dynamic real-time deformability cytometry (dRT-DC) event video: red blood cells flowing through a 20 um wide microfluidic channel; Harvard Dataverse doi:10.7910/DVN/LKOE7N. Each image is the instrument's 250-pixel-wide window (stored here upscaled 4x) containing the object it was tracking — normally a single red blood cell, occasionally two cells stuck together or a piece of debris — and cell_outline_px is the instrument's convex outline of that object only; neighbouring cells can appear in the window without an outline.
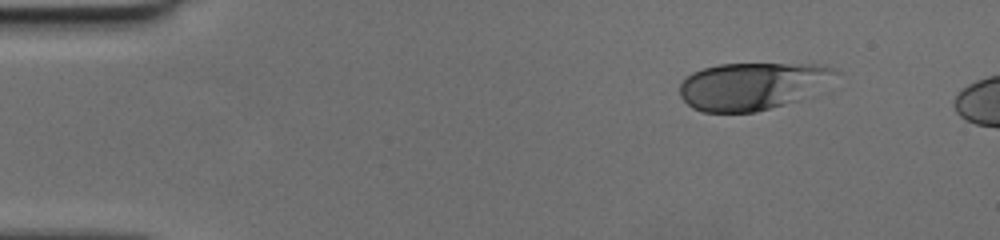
{"species": "human", "species_latin": "Homo sapiens", "temperature_condition": "cold", "stored_images_in_passage": 7, "camera_frame_rate_fps": 3000, "um_per_image_px": 0.085, "donor": {"sex": "female"}, "frame": {"image": 1, "passage_image": 1, "time_ms": 0.0, "image_size_px": [1000, 240], "cell_outline_px": [[840, 72], [800, 100], [756, 112], [704, 112], [692, 108], [680, 96], [680, 84], [692, 72], [704, 68], [720, 64], [816, 64], [832, 68]], "centroid_in_image_um": [63.89, 7.31], "position_along_channel_um": 21.1, "area_um2": 42.48}}